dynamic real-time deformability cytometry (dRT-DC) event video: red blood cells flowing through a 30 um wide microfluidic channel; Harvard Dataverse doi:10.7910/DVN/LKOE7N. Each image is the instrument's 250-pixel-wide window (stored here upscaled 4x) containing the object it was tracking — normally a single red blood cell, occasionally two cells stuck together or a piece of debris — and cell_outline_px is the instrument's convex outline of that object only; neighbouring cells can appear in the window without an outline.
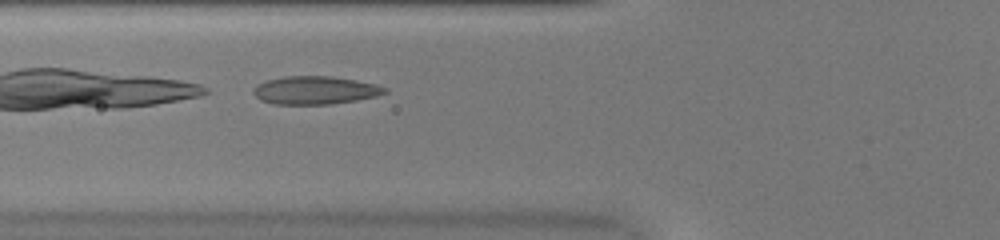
{"species": "common noctule bat (a hibernating species)", "species_latin": "Nyctalus noctula", "temperature_condition": "warm", "stored_images_in_passage": 32, "camera_frame_rate_fps": 3000, "um_per_image_px": 0.085, "animal": {"sex": "female", "body_mass_g": 20.0, "forearm_length_mm": 54.0}, "frame": {"image": 1, "passage_image": 3, "time_ms": 0.667, "image_size_px": [1000, 240], "cell_outline_px": [[388, 92], [376, 96], [356, 100], [332, 104], [272, 104], [260, 100], [252, 92], [252, 88], [256, 84], [268, 80], [284, 76], [332, 76], [356, 80], [376, 84], [388, 88]], "centroid_in_image_um": [26.77, 7.67], "position_along_channel_um": 99.0, "area_um2": 21.68}}
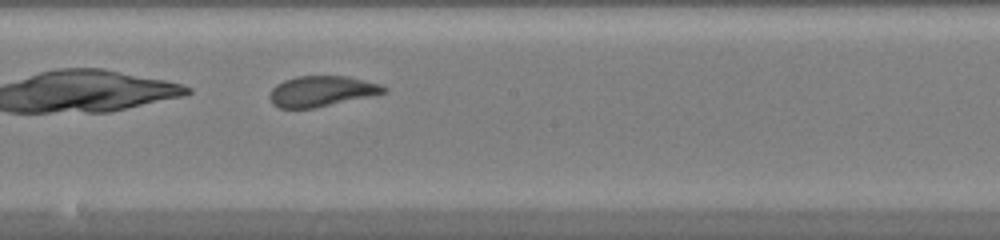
{"frame": {"image": 2, "passage_image": 12, "time_ms": 3.667, "image_size_px": [1000, 240], "cell_outline_px": [[388, 92], [372, 96], [316, 108], [280, 108], [272, 104], [268, 96], [272, 88], [276, 84], [284, 80], [296, 76], [348, 76], [380, 84], [388, 88]], "centroid_in_image_um": [27.34, 7.76], "position_along_channel_um": 220.9, "area_um2": 20.58}}
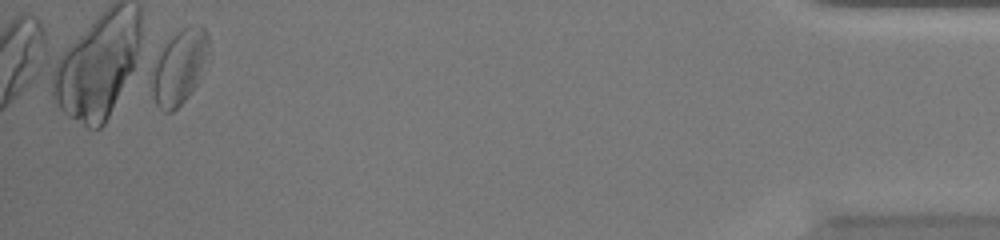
{"frame": {"image": 3, "passage_image": 32, "time_ms": 10.333, "image_size_px": [1000, 240], "cell_outline_px": [[208, 52], [200, 80], [188, 96], [172, 112], [164, 112], [156, 104], [152, 92], [148, 68], [168, 40], [176, 32], [184, 28], [200, 24], [208, 32]], "centroid_in_image_um": [15.2, 5.7], "position_along_channel_um": 420.0, "area_um2": 25.09}, "authors_computed_cell_mechanics": {"area_um2": 21.0103, "velocity_mm_per_s": 4.0665, "shape_relaxation_time_tau1_ms": 4.9245, "shape_relaxation_time_tau2_ms": 0.9831, "deformation_change_tau1": 0.1336, "deformation_change_tau2": 0.0522}}